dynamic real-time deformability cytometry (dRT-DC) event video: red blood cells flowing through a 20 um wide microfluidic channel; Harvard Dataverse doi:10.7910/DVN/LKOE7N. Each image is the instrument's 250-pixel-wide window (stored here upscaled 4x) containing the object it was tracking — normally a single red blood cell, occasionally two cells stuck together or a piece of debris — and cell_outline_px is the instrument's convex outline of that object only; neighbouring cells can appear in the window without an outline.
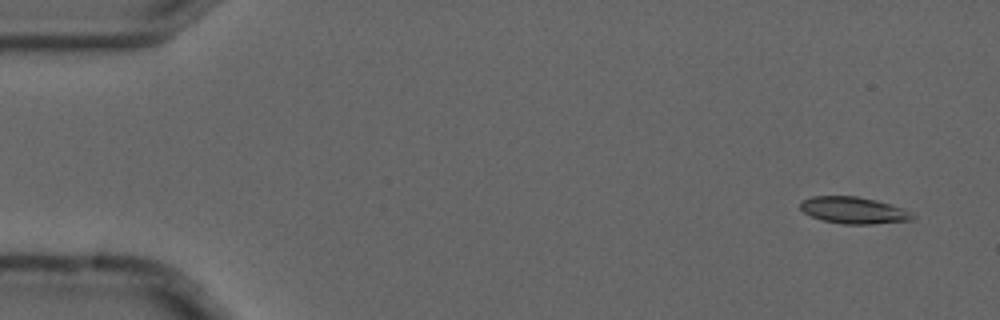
{"species": "common noctule bat (a hibernating species)", "species_latin": "Nyctalus noctula", "temperature_condition": "cold", "stored_images_in_passage": 3, "camera_frame_rate_fps": 3000, "um_per_image_px": 0.085, "animal": {"sex": "male", "forearm_length_mm": 52.5}, "frame": {"image": 1, "passage_image": 1, "time_ms": 0.0, "image_size_px": [1000, 320], "cell_outline_px": [[916, 216], [912, 220], [872, 224], [844, 224], [824, 220], [812, 216], [804, 212], [800, 208], [800, 200], [812, 196], [856, 196], [876, 200], [904, 208], [912, 212]], "centroid_in_image_um": [72.58, 17.87], "position_along_channel_um": 12.4, "area_um2": 17.51}}